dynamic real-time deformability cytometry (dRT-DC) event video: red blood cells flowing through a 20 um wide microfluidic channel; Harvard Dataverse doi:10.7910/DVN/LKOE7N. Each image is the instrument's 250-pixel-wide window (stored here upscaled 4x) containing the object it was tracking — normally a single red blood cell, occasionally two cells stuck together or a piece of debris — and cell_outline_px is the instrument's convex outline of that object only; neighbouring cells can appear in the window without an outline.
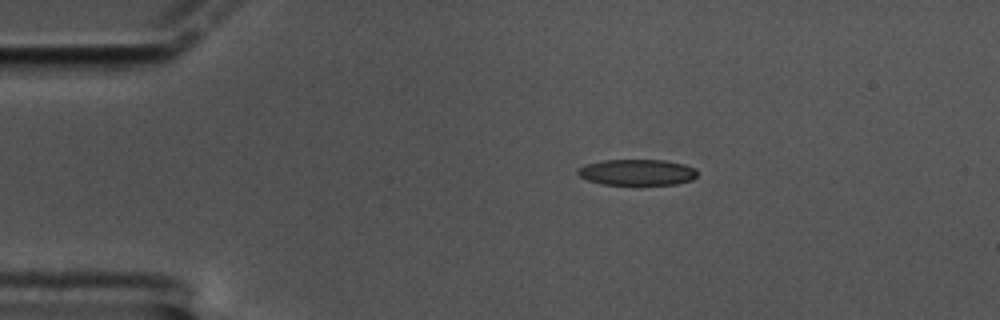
{"species": "common noctule bat (a hibernating species)", "species_latin": "Nyctalus noctula", "temperature_condition": "cold", "stored_images_in_passage": 50, "camera_frame_rate_fps": 3000, "um_per_image_px": 0.085, "animal": {"sex": "male", "body_mass_g": 17.5, "forearm_length_mm": 52.3}, "frame": {"image": 1, "passage_image": 1, "time_ms": 0.0, "image_size_px": [1000, 320], "cell_outline_px": [[696, 176], [692, 180], [676, 184], [600, 184], [588, 180], [580, 176], [576, 172], [580, 168], [588, 164], [604, 160], [664, 160], [684, 164], [696, 168]], "centroid_in_image_um": [54.18, 14.64], "position_along_channel_um": 30.8, "area_um2": 17.92}}
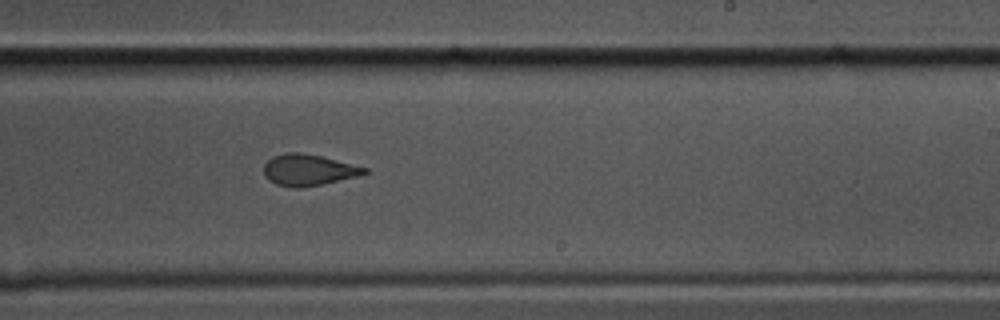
{"frame": {"image": 2, "passage_image": 26, "time_ms": 8.333, "image_size_px": [1000, 320], "cell_outline_px": [[372, 172], [356, 176], [320, 184], [300, 188], [296, 188], [276, 184], [268, 180], [264, 176], [264, 164], [272, 156], [288, 152], [300, 152], [320, 156], [368, 168]], "centroid_in_image_um": [26.19, 14.44], "position_along_channel_um": 262.8, "area_um2": 18.21}}
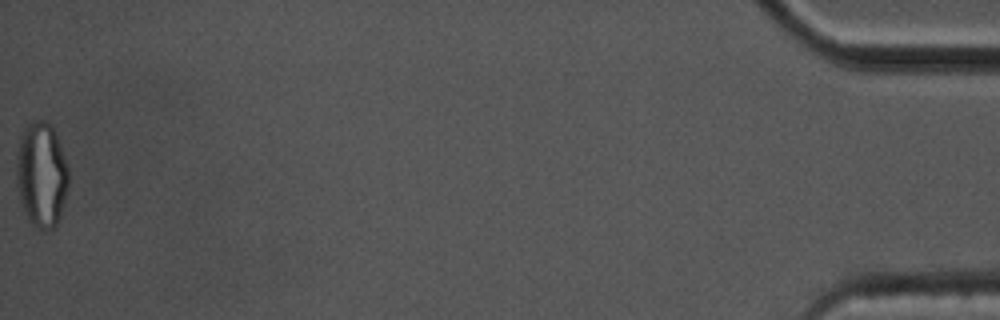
{"frame": {"image": 3, "passage_image": 50, "time_ms": 16.333, "image_size_px": [1000, 320], "cell_outline_px": [[68, 188], [64, 204], [60, 216], [56, 224], [52, 228], [44, 232], [36, 228], [28, 220], [24, 212], [20, 200], [16, 184], [16, 156], [20, 136], [24, 128], [32, 120], [48, 120], [52, 124], [60, 144], [68, 168]], "centroid_in_image_um": [3.51, 14.84], "position_along_channel_um": 431.7, "area_um2": 32.54}, "authors_computed_cell_mechanics": {"area_um2": 19.5364, "velocity_mm_per_s": 3.3517, "shape_relaxation_time_tau1_ms": null, "shape_relaxation_time_tau2_ms": 1.7315, "deformation_change_tau1": null, "deformation_change_tau2": 0.0885}}